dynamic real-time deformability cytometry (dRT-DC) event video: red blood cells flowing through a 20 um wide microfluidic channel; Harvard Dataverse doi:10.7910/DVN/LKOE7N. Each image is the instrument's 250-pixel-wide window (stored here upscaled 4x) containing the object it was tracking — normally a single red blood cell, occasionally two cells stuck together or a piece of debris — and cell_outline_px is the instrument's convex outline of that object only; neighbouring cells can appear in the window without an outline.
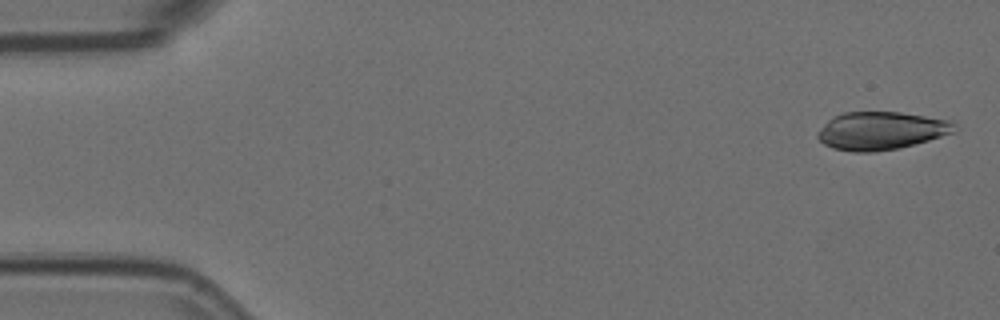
{"species": "Egyptian fruit bat (a non-hibernating species)", "species_latin": "Rousettus aegyptiacus", "temperature_condition": "room temperature", "stored_images_in_passage": 6, "segment_of_instrument_passage": [2, 2], "camera_frame_rate_fps": 3000, "um_per_image_px": 0.085, "animal": {"sex": "female"}, "frame": {"image": 1, "passage_image": 6, "time_ms": 1.667, "image_size_px": [1000, 320], "cell_outline_px": [[956, 132], [900, 148], [872, 152], [852, 152], [832, 148], [824, 144], [816, 136], [816, 132], [832, 116], [844, 112], [900, 112], [956, 120]], "centroid_in_image_um": [74.92, 11.1], "position_along_channel_um": 10.1, "area_um2": 30.69}}